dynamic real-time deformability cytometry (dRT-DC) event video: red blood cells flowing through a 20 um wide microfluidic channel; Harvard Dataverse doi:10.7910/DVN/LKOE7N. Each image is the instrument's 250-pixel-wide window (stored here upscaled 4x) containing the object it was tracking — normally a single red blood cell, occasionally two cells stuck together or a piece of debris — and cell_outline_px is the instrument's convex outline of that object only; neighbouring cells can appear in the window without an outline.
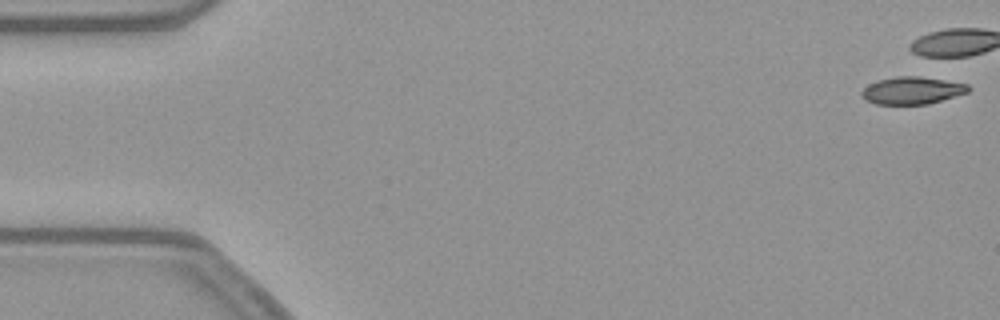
{"species": "common noctule bat (a hibernating species)", "species_latin": "Nyctalus noctula", "temperature_condition": "warm", "stored_images_in_passage": 41, "camera_frame_rate_fps": 3000, "um_per_image_px": 0.085, "animal": {"sex": "female", "body_mass_g": 21.9}, "frame": {"image": 1, "passage_image": 1, "time_ms": 0.0, "image_size_px": [1000, 320], "cell_outline_px": [[972, 88], [968, 92], [928, 104], [876, 104], [864, 100], [860, 96], [860, 92], [868, 84], [876, 80], [896, 76], [920, 76], [968, 84]], "centroid_in_image_um": [77.49, 7.68], "position_along_channel_um": 7.5, "area_um2": 17.17}}